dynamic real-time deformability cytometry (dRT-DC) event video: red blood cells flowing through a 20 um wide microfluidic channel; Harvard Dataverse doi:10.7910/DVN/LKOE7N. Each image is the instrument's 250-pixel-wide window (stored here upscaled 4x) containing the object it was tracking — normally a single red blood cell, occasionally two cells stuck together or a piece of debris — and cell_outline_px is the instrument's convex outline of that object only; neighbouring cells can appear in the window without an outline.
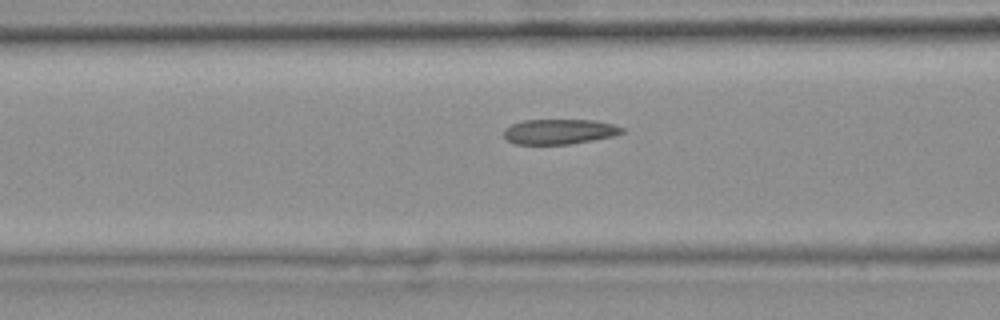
{"species": "common noctule bat (a hibernating species)", "species_latin": "Nyctalus noctula", "temperature_condition": "warm", "stored_images_in_passage": 50, "camera_frame_rate_fps": 3000, "um_per_image_px": 0.085, "animal": {"sex": "female", "body_mass_g": 25.1}, "frame": {"image": 1, "passage_image": 22, "time_ms": 7.0, "image_size_px": [1000, 320], "cell_outline_px": [[628, 132], [612, 136], [592, 140], [568, 144], [516, 144], [508, 140], [504, 136], [504, 128], [512, 124], [524, 120], [596, 120], [612, 124], [624, 128]], "centroid_in_image_um": [47.57, 11.18], "position_along_channel_um": 119.0, "area_um2": 17.28}, "authors_computed_cell_mechanics": {"area_um2": 18.1203, "velocity_mm_per_s": 3.749, "shape_relaxation_time_tau1_ms": null, "shape_relaxation_time_tau2_ms": 3.1297, "deformation_change_tau1": null, "deformation_change_tau2": 0.0951}}